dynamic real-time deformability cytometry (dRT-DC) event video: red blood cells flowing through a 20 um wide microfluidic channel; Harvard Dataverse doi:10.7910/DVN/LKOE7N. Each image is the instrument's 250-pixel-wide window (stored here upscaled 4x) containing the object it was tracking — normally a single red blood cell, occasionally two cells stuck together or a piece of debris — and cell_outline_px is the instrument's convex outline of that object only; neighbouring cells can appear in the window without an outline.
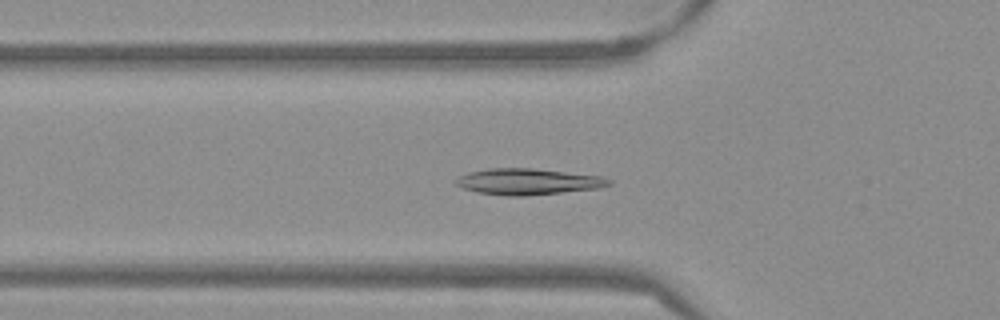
{"species": "Egyptian fruit bat (a non-hibernating species)", "species_latin": "Rousettus aegyptiacus", "temperature_condition": "warm", "stored_images_in_passage": 49, "camera_frame_rate_fps": 3000, "um_per_image_px": 0.085, "frame": {"image": 1, "passage_image": 15, "time_ms": 4.667, "image_size_px": [1000, 320], "cell_outline_px": [[612, 184], [600, 188], [524, 196], [508, 196], [476, 192], [464, 188], [456, 184], [456, 180], [460, 176], [468, 172], [488, 168], [532, 168], [604, 176], [612, 180]], "centroid_in_image_um": [44.92, 15.43], "position_along_channel_um": 80.9, "area_um2": 23.35}}
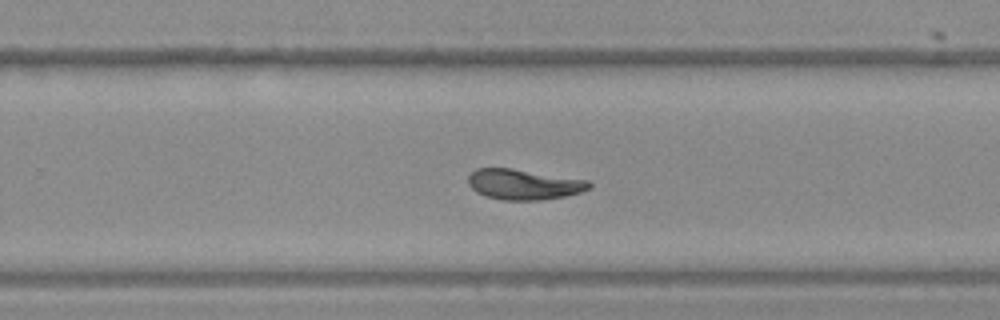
{"frame": {"image": 2, "passage_image": 31, "time_ms": 10.0, "image_size_px": [1000, 320], "cell_outline_px": [[592, 188], [580, 192], [564, 196], [540, 200], [500, 200], [484, 196], [476, 192], [468, 184], [468, 176], [476, 168], [512, 168], [588, 180], [592, 184]], "centroid_in_image_um": [44.5, 15.67], "position_along_channel_um": 285.3, "area_um2": 21.56}}
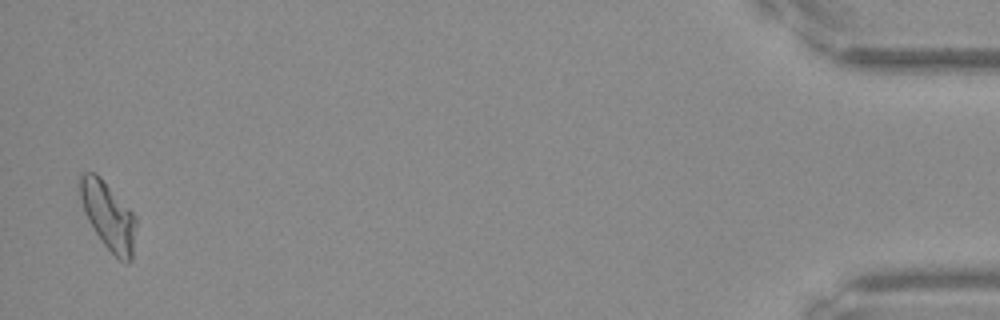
{"frame": {"image": 3, "passage_image": 49, "time_ms": 16.0, "image_size_px": [1000, 320], "cell_outline_px": [[136, 224], [132, 260], [128, 264], [120, 260], [104, 244], [92, 228], [84, 212], [76, 184], [80, 172], [96, 172], [100, 176], [132, 212], [136, 220]], "centroid_in_image_um": [9.15, 18.29], "position_along_channel_um": 426.0, "area_um2": 22.31}, "authors_computed_cell_mechanics": {"area_um2": 21.675, "velocity_mm_per_s": 3.818, "shape_relaxation_time_tau1_ms": 7.0188, "shape_relaxation_time_tau2_ms": 4.3523, "deformation_change_tau1": 0.1781, "deformation_change_tau2": 0.0621}}